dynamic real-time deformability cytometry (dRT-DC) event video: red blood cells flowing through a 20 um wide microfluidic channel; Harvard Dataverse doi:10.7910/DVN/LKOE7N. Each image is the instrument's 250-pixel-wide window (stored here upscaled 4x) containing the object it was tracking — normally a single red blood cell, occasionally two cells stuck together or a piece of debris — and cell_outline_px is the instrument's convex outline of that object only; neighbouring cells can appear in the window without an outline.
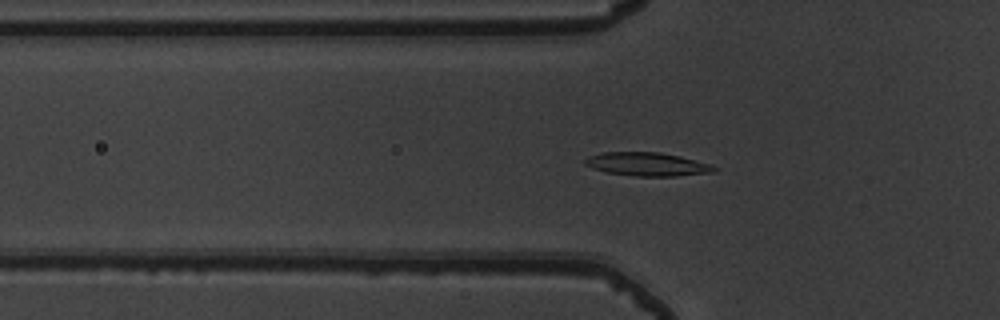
{"species": "common noctule bat (a hibernating species)", "species_latin": "Nyctalus noctula", "temperature_condition": "warm", "stored_images_in_passage": 38, "camera_frame_rate_fps": 3000, "um_per_image_px": 0.085, "animal": {"sex": "male", "body_mass_g": 19.5, "forearm_length_mm": 54.6}, "frame": {"image": 1, "passage_image": 3, "time_ms": 0.667, "image_size_px": [1000, 320], "cell_outline_px": [[716, 172], [676, 176], [636, 176], [604, 172], [592, 168], [584, 164], [584, 160], [588, 156], [604, 152], [660, 152], [680, 156], [712, 164], [716, 168]], "centroid_in_image_um": [55.02, 13.96], "position_along_channel_um": 70.8, "area_um2": 17.8}}
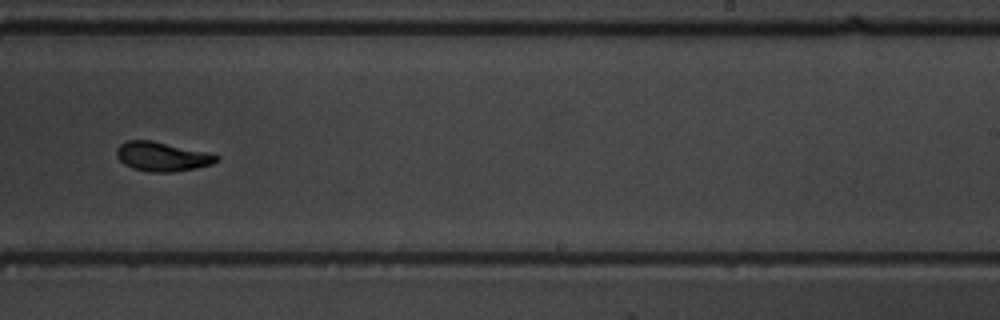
{"frame": {"image": 2, "passage_image": 19, "time_ms": 6.0, "image_size_px": [1000, 320], "cell_outline_px": [[220, 160], [212, 164], [196, 168], [172, 172], [148, 172], [132, 168], [124, 164], [116, 156], [116, 148], [120, 144], [128, 140], [152, 140], [212, 152], [220, 156]], "centroid_in_image_um": [13.83, 13.3], "position_along_channel_um": 275.2, "area_um2": 17.46}}
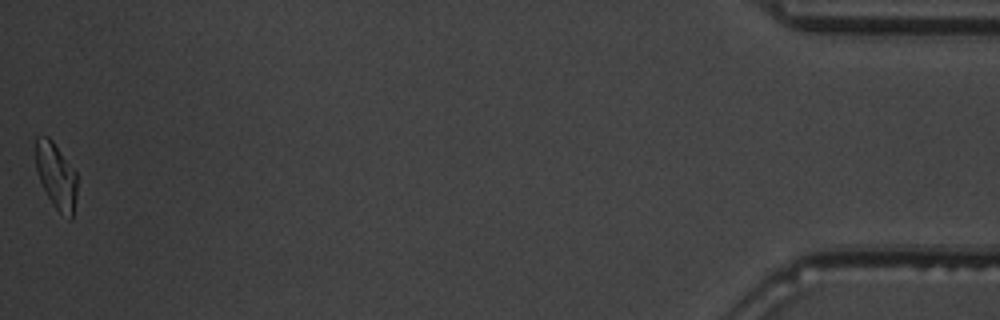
{"frame": {"image": 3, "passage_image": 38, "time_ms": 12.333, "image_size_px": [1000, 320], "cell_outline_px": [[76, 196], [72, 220], [68, 220], [52, 204], [40, 180], [36, 168], [36, 136], [48, 136], [52, 140], [76, 172]], "centroid_in_image_um": [4.78, 14.96], "position_along_channel_um": 430.4, "area_um2": 15.72}, "authors_computed_cell_mechanics": {"area_um2": 16.9354, "velocity_mm_per_s": 3.8446, "shape_relaxation_time_tau1_ms": 3.8961, "shape_relaxation_time_tau2_ms": 1.2796, "deformation_change_tau1": 0.151, "deformation_change_tau2": 0.0648}}